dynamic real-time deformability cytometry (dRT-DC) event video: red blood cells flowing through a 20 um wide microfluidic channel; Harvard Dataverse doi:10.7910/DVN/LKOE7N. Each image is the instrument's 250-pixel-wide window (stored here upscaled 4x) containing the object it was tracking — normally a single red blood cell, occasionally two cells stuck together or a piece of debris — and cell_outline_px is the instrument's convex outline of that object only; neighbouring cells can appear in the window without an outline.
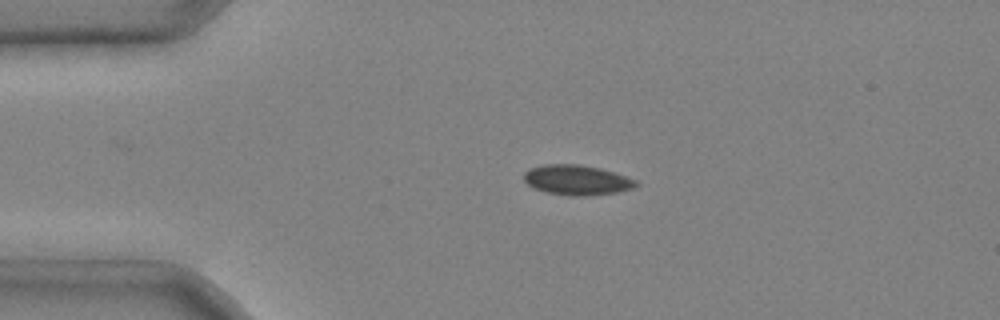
{"species": "common noctule bat (a hibernating species)", "species_latin": "Nyctalus noctula", "temperature_condition": "cold", "stored_images_in_passage": 6, "camera_frame_rate_fps": 3000, "um_per_image_px": 0.085, "animal": {"sex": "male", "body_mass_g": 20.4}, "frame": {"image": 1, "passage_image": 2, "time_ms": 0.333, "image_size_px": [1000, 320], "cell_outline_px": [[640, 184], [636, 188], [616, 192], [588, 196], [568, 196], [548, 192], [532, 188], [524, 180], [524, 172], [528, 168], [544, 164], [580, 164], [600, 168], [636, 180]], "centroid_in_image_um": [49.02, 15.3], "position_along_channel_um": 36.0, "area_um2": 19.77}}
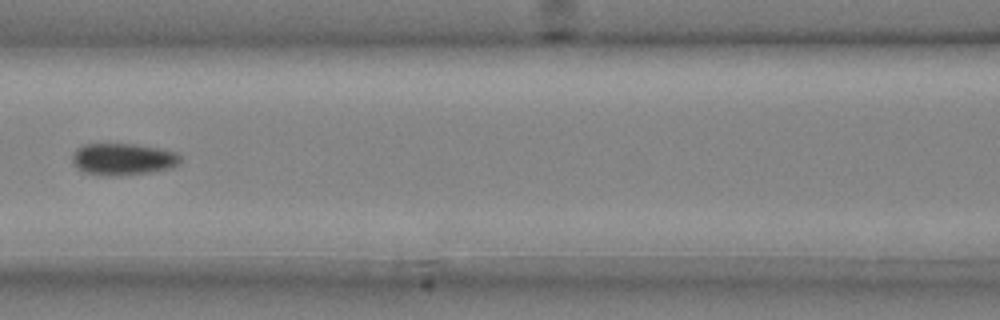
{"frame": {"image": 2, "passage_image": 5, "time_ms": 1.333, "image_size_px": [1000, 320], "cell_outline_px": [[184, 160], [180, 164], [172, 168], [152, 172], [120, 176], [112, 176], [84, 172], [76, 168], [72, 164], [72, 152], [76, 148], [84, 144], [132, 144], [156, 148], [176, 152]], "centroid_in_image_um": [10.45, 13.54], "position_along_channel_um": 156.1, "area_um2": 20.35}}
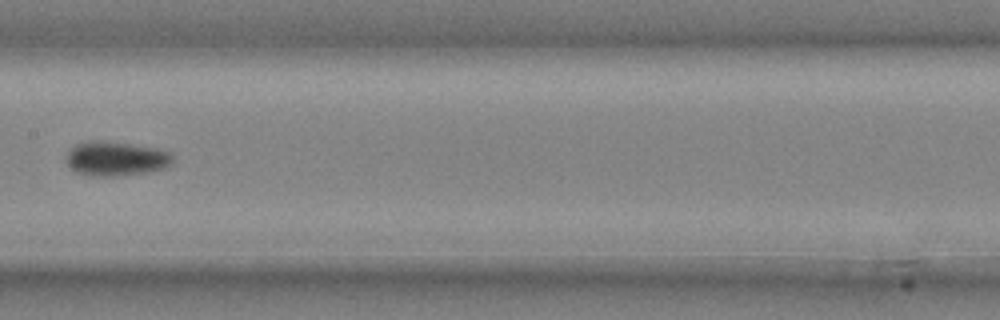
{"frame": {"image": 3, "passage_image": 6, "time_ms": 1.667, "image_size_px": [1000, 320], "cell_outline_px": [[176, 160], [172, 164], [164, 168], [148, 172], [116, 176], [92, 176], [76, 172], [68, 164], [64, 156], [76, 144], [96, 140], [100, 140], [156, 148], [172, 152], [176, 156]], "centroid_in_image_um": [9.91, 13.49], "position_along_channel_um": 197.5, "area_um2": 21.5}}